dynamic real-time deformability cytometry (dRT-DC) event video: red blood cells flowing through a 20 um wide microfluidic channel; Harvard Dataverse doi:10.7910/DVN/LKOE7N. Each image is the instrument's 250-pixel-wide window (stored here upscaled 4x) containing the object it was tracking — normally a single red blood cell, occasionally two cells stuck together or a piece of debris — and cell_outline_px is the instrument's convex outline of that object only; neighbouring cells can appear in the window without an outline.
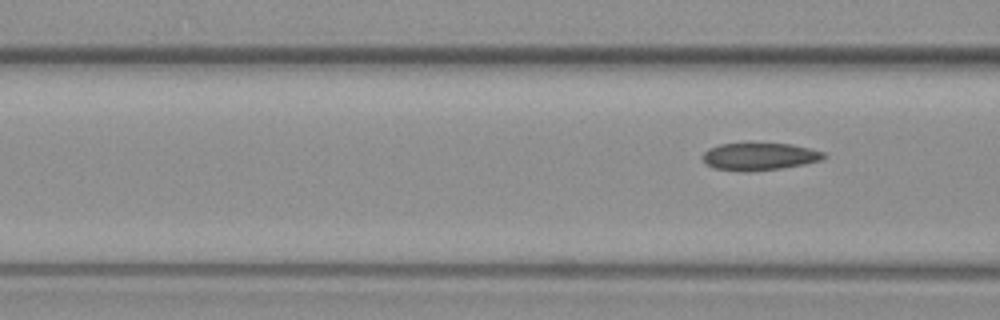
{"species": "common noctule bat (a hibernating species)", "species_latin": "Nyctalus noctula", "temperature_condition": "warm", "stored_images_in_passage": 8, "segment_of_instrument_passage": [2, 2], "camera_frame_rate_fps": 3000, "um_per_image_px": 0.085, "animal": {"sex": "female", "body_mass_g": 19.3, "forearm_length_mm": 54.1}, "frame": {"image": 1, "passage_image": 8, "time_ms": 9.667, "image_size_px": [1000, 320], "cell_outline_px": [[828, 156], [820, 160], [804, 164], [780, 168], [748, 172], [716, 168], [704, 164], [700, 156], [708, 148], [720, 144], [792, 144], [824, 152]], "centroid_in_image_um": [64.51, 13.31], "position_along_channel_um": 102.1, "area_um2": 19.25}}